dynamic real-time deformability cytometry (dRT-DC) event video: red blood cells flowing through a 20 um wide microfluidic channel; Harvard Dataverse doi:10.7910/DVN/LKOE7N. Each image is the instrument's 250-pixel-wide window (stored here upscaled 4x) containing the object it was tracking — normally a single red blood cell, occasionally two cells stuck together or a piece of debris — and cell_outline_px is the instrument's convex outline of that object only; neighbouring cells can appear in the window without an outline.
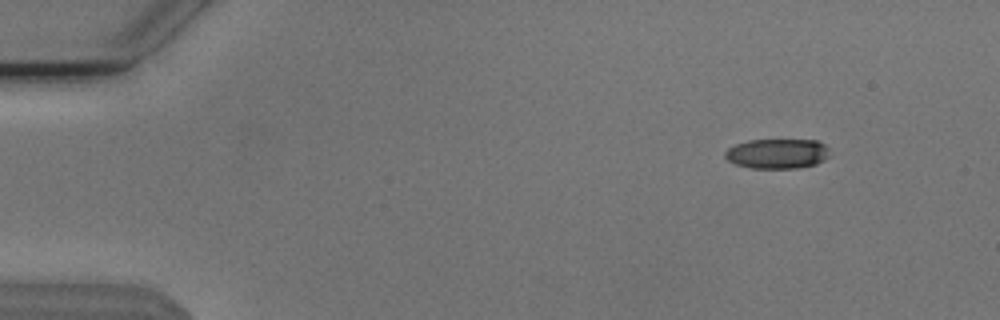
{"species": "Egyptian fruit bat (a non-hibernating species)", "species_latin": "Rousettus aegyptiacus", "temperature_condition": "cold", "stored_images_in_passage": 49, "camera_frame_rate_fps": 3000, "um_per_image_px": 0.085, "animal": {"sex": "male"}, "frame": {"image": 1, "passage_image": 1, "time_ms": 0.0, "image_size_px": [1000, 320], "cell_outline_px": [[828, 156], [824, 160], [816, 164], [796, 168], [752, 168], [736, 164], [728, 160], [724, 156], [724, 152], [728, 148], [736, 144], [748, 140], [816, 140], [824, 144], [828, 148]], "centroid_in_image_um": [66.06, 13.06], "position_along_channel_um": 18.9, "area_um2": 18.15}}
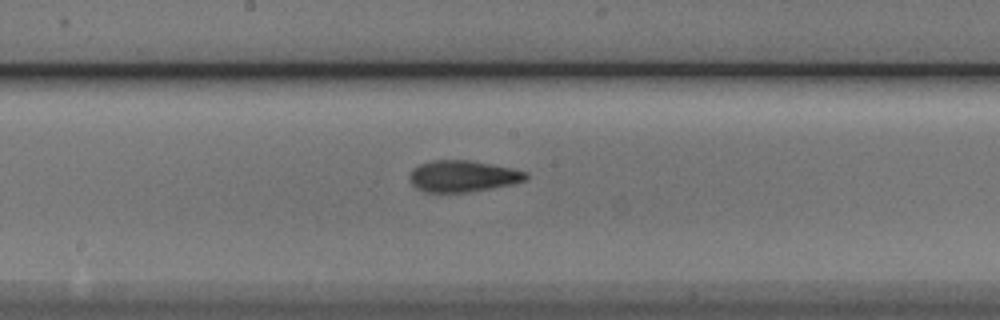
{"frame": {"image": 2, "passage_image": 24, "time_ms": 7.667, "image_size_px": [1000, 320], "cell_outline_px": [[528, 180], [512, 184], [472, 192], [424, 192], [416, 188], [412, 184], [408, 176], [412, 168], [420, 164], [432, 160], [468, 160], [512, 168], [528, 172]], "centroid_in_image_um": [39.33, 14.98], "position_along_channel_um": 208.9, "area_um2": 21.5}}
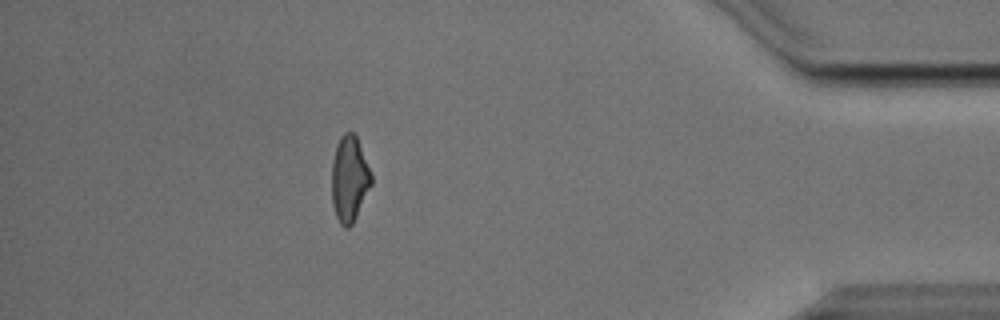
{"frame": {"image": 3, "passage_image": 43, "time_ms": 14.0, "image_size_px": [1000, 320], "cell_outline_px": [[372, 184], [352, 224], [348, 228], [344, 228], [340, 224], [336, 216], [332, 204], [332, 160], [340, 136], [344, 132], [352, 132], [356, 136], [372, 176]], "centroid_in_image_um": [29.69, 15.22], "position_along_channel_um": 405.5, "area_um2": 19.59}, "authors_computed_cell_mechanics": {"area_um2": 20.4034, "velocity_mm_per_s": 3.8202, "shape_relaxation_time_tau1_ms": 4.5974, "shape_relaxation_time_tau2_ms": 2.7216, "deformation_change_tau1": 0.1471, "deformation_change_tau2": 0.1022}}